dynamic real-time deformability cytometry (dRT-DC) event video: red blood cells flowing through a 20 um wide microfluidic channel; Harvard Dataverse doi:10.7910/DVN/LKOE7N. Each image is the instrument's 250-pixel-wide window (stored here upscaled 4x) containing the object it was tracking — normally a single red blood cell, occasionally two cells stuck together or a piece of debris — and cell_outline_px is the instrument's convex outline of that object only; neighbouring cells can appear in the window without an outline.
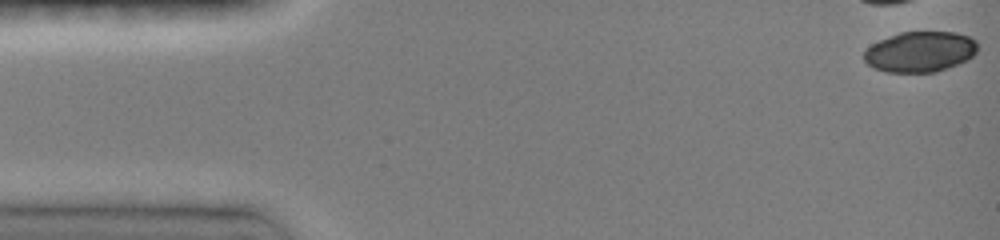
{"species": "common noctule bat (a hibernating species)", "species_latin": "Nyctalus noctula", "temperature_condition": "room temperature", "stored_images_in_passage": 7, "camera_frame_rate_fps": 3000, "um_per_image_px": 0.085, "animal": {"sex": "female", "body_mass_g": 19.0, "forearm_length_mm": 51.5}, "frame": {"image": 1, "passage_image": 1, "time_ms": 0.0, "image_size_px": [1000, 240], "cell_outline_px": [[976, 52], [968, 60], [936, 72], [884, 72], [872, 68], [864, 60], [864, 52], [872, 44], [880, 40], [900, 32], [956, 32], [968, 36], [976, 40]], "centroid_in_image_um": [78.2, 4.4], "position_along_channel_um": 6.8, "area_um2": 26.82}}